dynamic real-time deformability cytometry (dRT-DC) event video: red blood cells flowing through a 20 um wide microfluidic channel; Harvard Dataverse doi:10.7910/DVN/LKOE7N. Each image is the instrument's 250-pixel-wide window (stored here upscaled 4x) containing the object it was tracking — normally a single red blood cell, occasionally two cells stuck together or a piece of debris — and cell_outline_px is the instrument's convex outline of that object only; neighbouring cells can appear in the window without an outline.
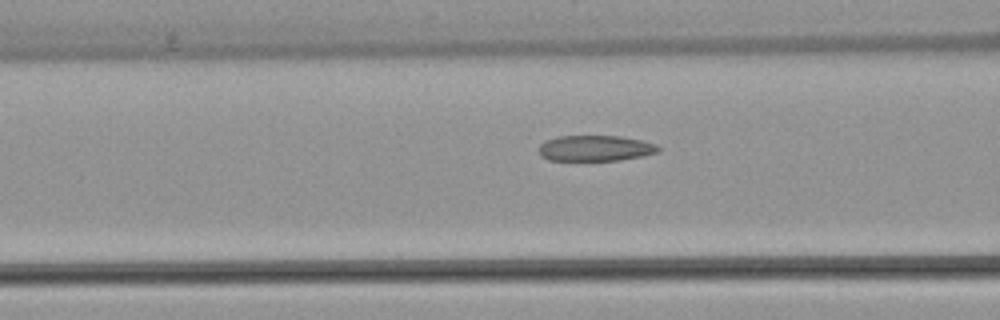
{"species": "common noctule bat (a hibernating species)", "species_latin": "Nyctalus noctula", "temperature_condition": "warm", "stored_images_in_passage": 29, "camera_frame_rate_fps": 3000, "um_per_image_px": 0.085, "animal": {"sex": "female", "body_mass_g": 22.7, "forearm_length_mm": 54.2}, "frame": {"image": 1, "passage_image": 9, "time_ms": 2.667, "image_size_px": [1000, 320], "cell_outline_px": [[660, 152], [644, 156], [620, 160], [548, 160], [540, 156], [540, 144], [544, 140], [556, 136], [620, 136], [640, 140], [656, 144], [660, 148]], "centroid_in_image_um": [50.61, 12.6], "position_along_channel_um": 116.0, "area_um2": 18.03}}
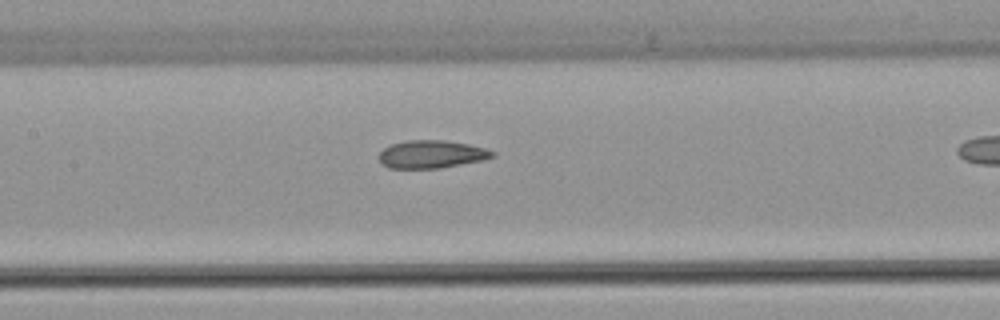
{"frame": {"image": 2, "passage_image": 13, "time_ms": 4.0, "image_size_px": [1000, 320], "cell_outline_px": [[496, 156], [480, 160], [440, 168], [388, 168], [380, 164], [380, 152], [384, 148], [392, 144], [408, 140], [444, 140], [468, 144], [484, 148], [496, 152]], "centroid_in_image_um": [36.66, 13.11], "position_along_channel_um": 170.7, "area_um2": 18.26}}
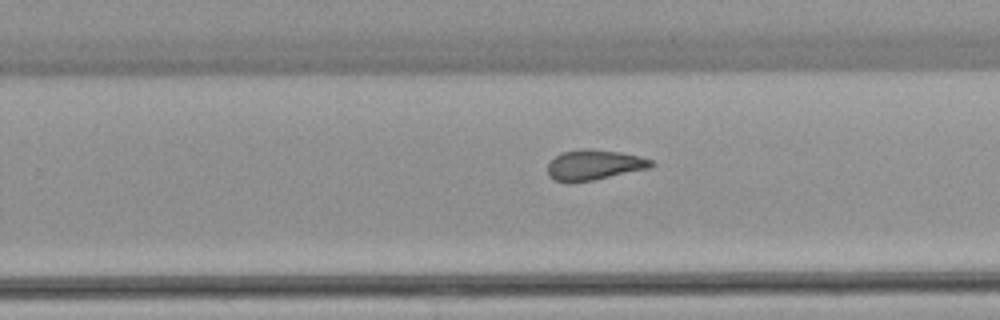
{"frame": {"image": 3, "passage_image": 21, "time_ms": 6.667, "image_size_px": [1000, 320], "cell_outline_px": [[656, 164], [652, 168], [592, 180], [568, 184], [556, 180], [548, 176], [548, 164], [560, 152], [584, 148], [588, 148], [620, 152], [640, 156], [652, 160]], "centroid_in_image_um": [50.52, 14.02], "position_along_channel_um": 279.3, "area_um2": 18.55}}